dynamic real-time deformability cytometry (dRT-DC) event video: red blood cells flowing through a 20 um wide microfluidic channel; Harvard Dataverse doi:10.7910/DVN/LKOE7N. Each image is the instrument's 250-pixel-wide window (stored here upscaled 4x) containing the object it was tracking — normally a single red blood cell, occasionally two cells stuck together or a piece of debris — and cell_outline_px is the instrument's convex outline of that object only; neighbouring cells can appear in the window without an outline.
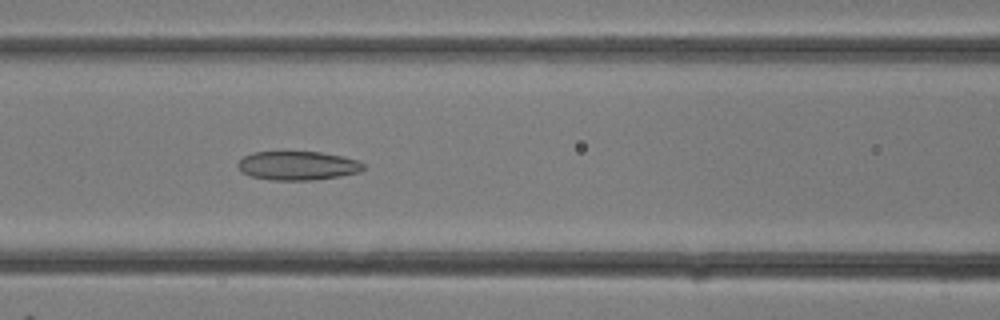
{"species": "common noctule bat (a hibernating species)", "species_latin": "Nyctalus noctula", "temperature_condition": "room temperature", "stored_images_in_passage": 29, "camera_frame_rate_fps": 3000, "um_per_image_px": 0.085, "animal": {"sex": "female"}, "frame": {"image": 1, "passage_image": 13, "time_ms": 4.0, "image_size_px": [1000, 320], "cell_outline_px": [[364, 168], [360, 172], [340, 176], [316, 180], [268, 180], [252, 176], [244, 172], [236, 164], [244, 156], [252, 152], [320, 152], [344, 156], [356, 160], [364, 164]], "centroid_in_image_um": [25.33, 14.08], "position_along_channel_um": 141.3, "area_um2": 21.1}}
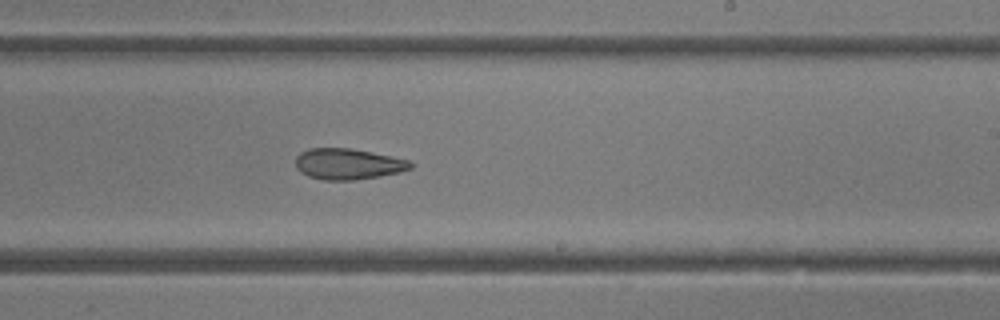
{"frame": {"image": 2, "passage_image": 18, "time_ms": 5.667, "image_size_px": [1000, 320], "cell_outline_px": [[412, 168], [400, 172], [380, 176], [352, 180], [324, 180], [308, 176], [300, 172], [296, 168], [296, 156], [300, 152], [308, 148], [352, 148], [408, 160], [412, 164]], "centroid_in_image_um": [29.54, 13.94], "position_along_channel_um": 259.5, "area_um2": 20.69}}
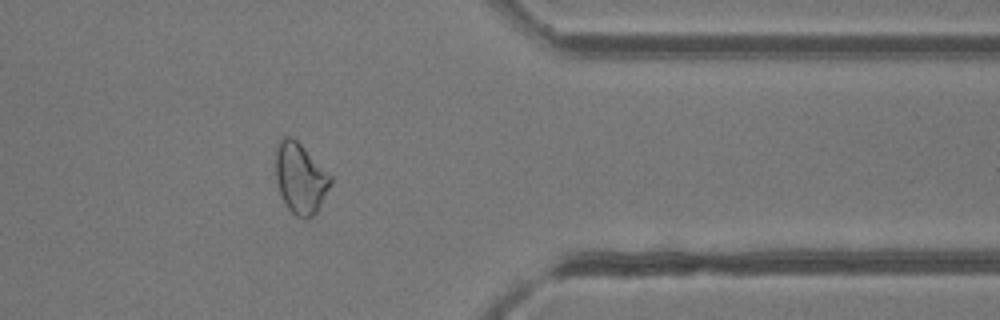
{"frame": {"image": 3, "passage_image": 24, "time_ms": 7.667, "image_size_px": [1000, 320], "cell_outline_px": [[332, 184], [316, 212], [308, 220], [304, 220], [296, 216], [288, 208], [280, 192], [276, 180], [276, 144], [284, 136], [292, 136], [332, 176]], "centroid_in_image_um": [25.54, 15.16], "position_along_channel_um": 385.9, "area_um2": 22.48}}